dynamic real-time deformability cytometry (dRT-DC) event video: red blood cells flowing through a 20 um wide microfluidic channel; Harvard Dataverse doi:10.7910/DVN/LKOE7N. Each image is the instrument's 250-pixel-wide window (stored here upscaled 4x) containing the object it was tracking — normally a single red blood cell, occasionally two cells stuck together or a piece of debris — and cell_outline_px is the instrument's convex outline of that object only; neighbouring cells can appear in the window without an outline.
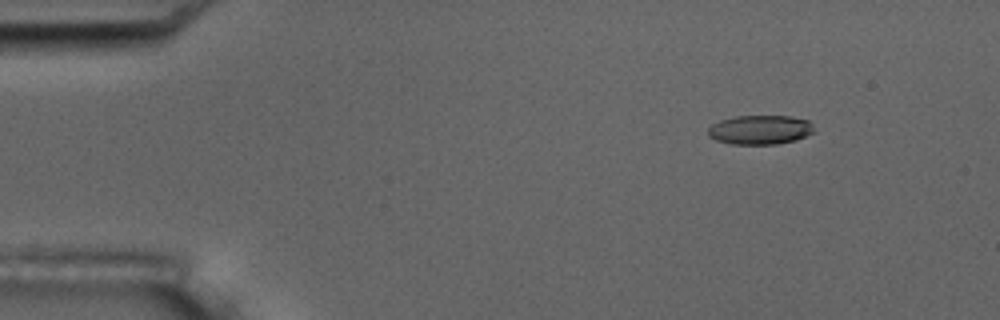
{"species": "common noctule bat (a hibernating species)", "species_latin": "Nyctalus noctula", "temperature_condition": "room temperature", "stored_images_in_passage": 7, "camera_frame_rate_fps": 3000, "um_per_image_px": 0.085, "animal": {"sex": "male", "body_mass_g": 17.5, "forearm_length_mm": 52.3}, "frame": {"image": 1, "passage_image": 2, "time_ms": 1.0, "image_size_px": [1000, 320], "cell_outline_px": [[816, 132], [796, 140], [776, 144], [732, 144], [716, 140], [708, 136], [708, 128], [712, 124], [720, 120], [736, 116], [792, 116], [808, 120], [812, 124]], "centroid_in_image_um": [64.63, 11.03], "position_along_channel_um": 20.4, "area_um2": 18.21}}
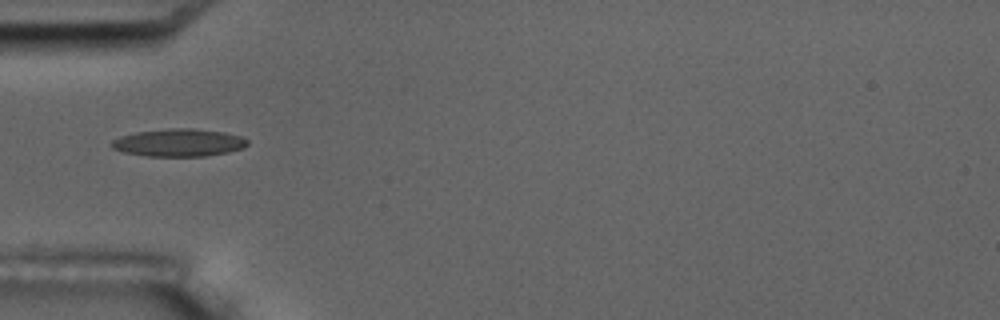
{"frame": {"image": 2, "passage_image": 5, "time_ms": 4.667, "image_size_px": [1000, 320], "cell_outline_px": [[248, 144], [244, 148], [228, 152], [204, 156], [148, 156], [124, 152], [112, 148], [112, 140], [120, 136], [136, 132], [168, 128], [188, 128], [224, 132], [240, 136], [248, 140]], "centroid_in_image_um": [15.2, 12.12], "position_along_channel_um": 69.8, "area_um2": 21.79}}